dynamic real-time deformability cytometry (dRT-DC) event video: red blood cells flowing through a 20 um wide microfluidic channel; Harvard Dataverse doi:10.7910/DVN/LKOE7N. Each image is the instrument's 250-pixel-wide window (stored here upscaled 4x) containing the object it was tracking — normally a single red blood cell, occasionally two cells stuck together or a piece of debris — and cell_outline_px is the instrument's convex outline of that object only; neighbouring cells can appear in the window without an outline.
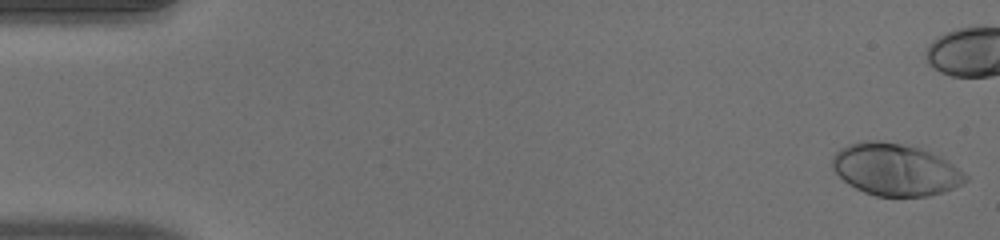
{"species": "human", "species_latin": "Homo sapiens", "temperature_condition": "warm", "stored_images_in_passage": 41, "camera_frame_rate_fps": 3000, "um_per_image_px": 0.085, "donor": {"sex": "male"}, "frame": {"image": 1, "passage_image": 1, "time_ms": 0.0, "image_size_px": [1000, 240], "cell_outline_px": [[968, 180], [944, 192], [928, 196], [876, 196], [864, 192], [848, 184], [832, 168], [832, 156], [840, 148], [848, 144], [868, 140], [880, 140], [920, 148], [952, 164], [964, 172], [968, 176]], "centroid_in_image_um": [76.07, 14.42], "position_along_channel_um": 8.9, "area_um2": 40.06}}
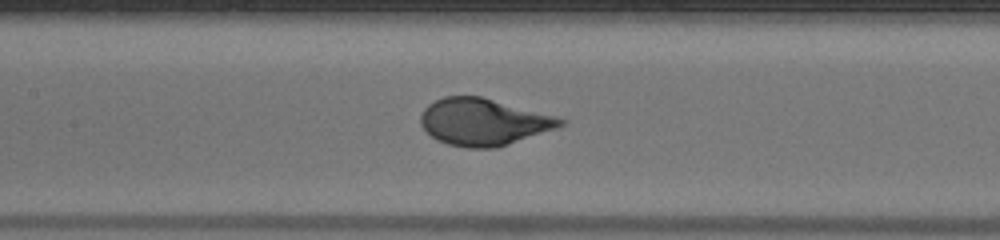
{"frame": {"image": 2, "passage_image": 24, "time_ms": 7.667, "image_size_px": [1000, 240], "cell_outline_px": [[568, 120], [564, 124], [556, 128], [496, 148], [468, 148], [448, 144], [436, 140], [420, 124], [420, 116], [424, 108], [428, 104], [444, 96], [480, 96], [556, 116]], "centroid_in_image_um": [41.08, 10.36], "position_along_channel_um": 166.3, "area_um2": 37.97}}
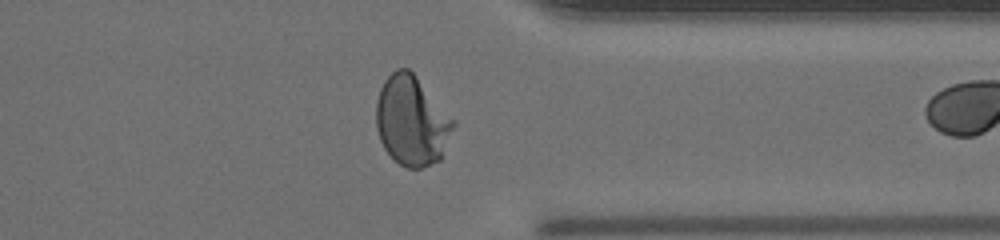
{"frame": {"image": 3, "passage_image": 40, "time_ms": 13.0, "image_size_px": [1000, 240], "cell_outline_px": [[456, 124], [440, 160], [424, 168], [408, 168], [400, 164], [384, 148], [380, 140], [376, 128], [376, 100], [380, 88], [384, 80], [396, 68], [408, 68], [416, 76], [456, 120]], "centroid_in_image_um": [35.01, 10.26], "position_along_channel_um": 376.4, "area_um2": 40.52}}